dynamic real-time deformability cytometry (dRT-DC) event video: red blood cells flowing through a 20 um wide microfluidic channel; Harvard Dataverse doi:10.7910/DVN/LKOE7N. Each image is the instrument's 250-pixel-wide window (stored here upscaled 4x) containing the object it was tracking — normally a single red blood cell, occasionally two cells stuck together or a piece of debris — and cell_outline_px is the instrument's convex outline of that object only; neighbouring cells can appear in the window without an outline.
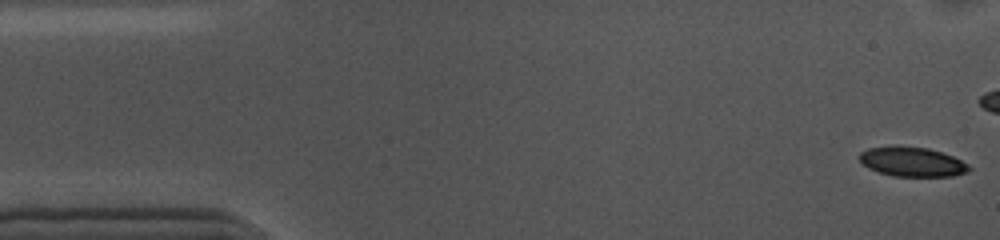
{"species": "common noctule bat (a hibernating species)", "species_latin": "Nyctalus noctula", "temperature_condition": "cold", "stored_images_in_passage": 45, "camera_frame_rate_fps": 3000, "um_per_image_px": 0.085, "animal": {"sex": "female", "body_mass_g": 10.0, "forearm_length_mm": 53.1}, "frame": {"image": 1, "passage_image": 1, "time_ms": 0.0, "image_size_px": [1000, 240], "cell_outline_px": [[972, 168], [968, 172], [952, 176], [892, 176], [868, 168], [860, 160], [860, 152], [868, 148], [928, 148], [952, 156], [968, 164]], "centroid_in_image_um": [77.58, 13.79], "position_along_channel_um": 7.4, "area_um2": 18.15}}
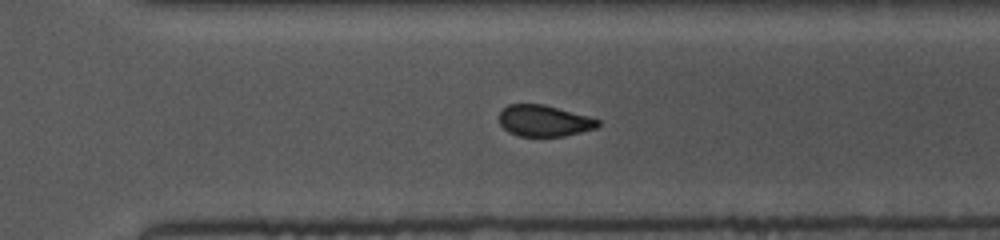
{"frame": {"image": 2, "passage_image": 37, "time_ms": 12.0, "image_size_px": [1000, 240], "cell_outline_px": [[600, 124], [596, 128], [564, 136], [520, 136], [508, 132], [500, 124], [500, 112], [508, 104], [544, 104], [588, 116], [600, 120]], "centroid_in_image_um": [46.25, 10.26], "position_along_channel_um": 324.4, "area_um2": 17.92}}
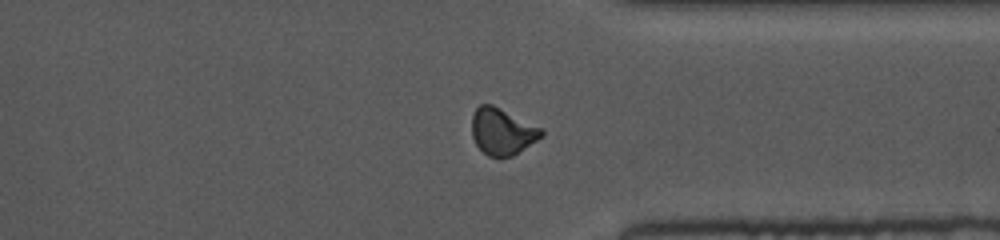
{"frame": {"image": 3, "passage_image": 41, "time_ms": 13.333, "image_size_px": [1000, 240], "cell_outline_px": [[544, 136], [512, 156], [488, 156], [476, 144], [472, 136], [472, 112], [480, 104], [492, 104], [544, 128]], "centroid_in_image_um": [42.71, 11.15], "position_along_channel_um": 368.7, "area_um2": 19.02}, "authors_computed_cell_mechanics": {"area_um2": 19.8254, "velocity_mm_per_s": 3.5635, "shape_relaxation_time_tau1_ms": 4.6187, "shape_relaxation_time_tau2_ms": 3.0961, "deformation_change_tau1": 0.1108, "deformation_change_tau2": 0.0675}}